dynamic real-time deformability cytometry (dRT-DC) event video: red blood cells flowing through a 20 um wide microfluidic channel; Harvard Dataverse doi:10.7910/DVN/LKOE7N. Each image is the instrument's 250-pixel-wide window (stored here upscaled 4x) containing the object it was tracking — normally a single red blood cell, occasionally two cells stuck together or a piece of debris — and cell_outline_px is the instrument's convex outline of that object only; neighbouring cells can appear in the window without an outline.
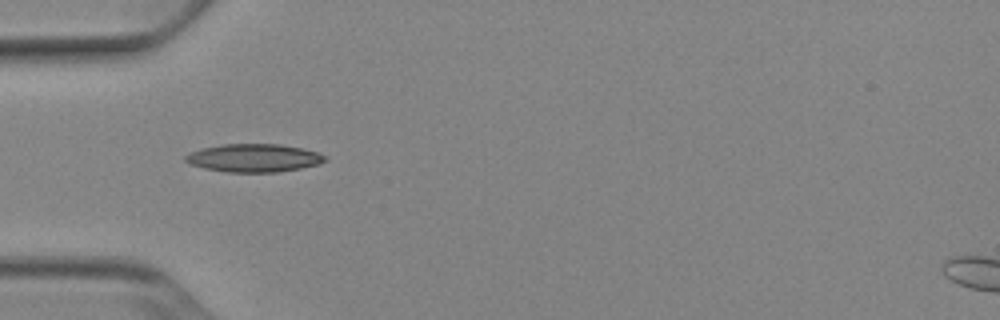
{"species": "Egyptian fruit bat (a non-hibernating species)", "species_latin": "Rousettus aegyptiacus", "temperature_condition": "cold", "stored_images_in_passage": 7, "camera_frame_rate_fps": 3000, "um_per_image_px": 0.085, "animal": {"sex": "female"}, "frame": {"image": 1, "passage_image": 3, "time_ms": 0.667, "image_size_px": [1000, 320], "cell_outline_px": [[328, 160], [320, 164], [300, 168], [276, 172], [228, 172], [204, 168], [188, 164], [184, 160], [184, 156], [192, 152], [204, 148], [224, 144], [280, 144], [300, 148], [316, 152], [324, 156]], "centroid_in_image_um": [21.57, 13.43], "position_along_channel_um": 63.4, "area_um2": 22.66}}